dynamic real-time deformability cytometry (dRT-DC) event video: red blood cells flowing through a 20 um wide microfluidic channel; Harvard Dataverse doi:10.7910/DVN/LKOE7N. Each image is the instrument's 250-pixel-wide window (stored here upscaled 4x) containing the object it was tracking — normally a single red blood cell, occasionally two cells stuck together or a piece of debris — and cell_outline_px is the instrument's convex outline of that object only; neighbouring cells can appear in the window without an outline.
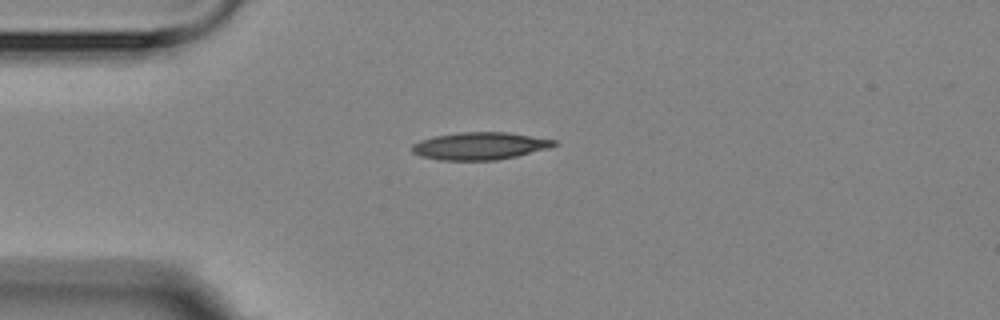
{"species": "Egyptian fruit bat (a non-hibernating species)", "species_latin": "Rousettus aegyptiacus", "temperature_condition": "room temperature", "stored_images_in_passage": 3, "camera_frame_rate_fps": 3000, "um_per_image_px": 0.085, "animal": {"sex": "female"}, "frame": {"image": 1, "passage_image": 1, "time_ms": 0.0, "image_size_px": [1000, 320], "cell_outline_px": [[556, 144], [548, 148], [516, 156], [496, 160], [440, 160], [420, 156], [412, 152], [412, 144], [420, 140], [436, 136], [460, 132], [508, 132], [556, 140]], "centroid_in_image_um": [40.76, 12.4], "position_along_channel_um": 44.2, "area_um2": 22.54}}
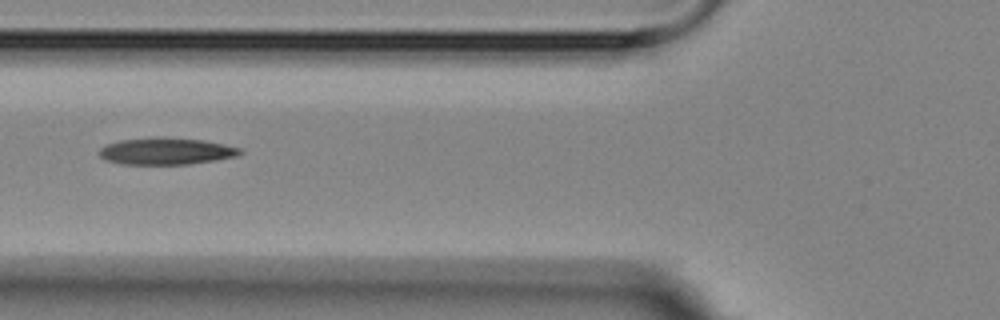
{"frame": {"image": 2, "passage_image": 3, "time_ms": 2.333, "image_size_px": [1000, 320], "cell_outline_px": [[244, 152], [236, 156], [216, 160], [188, 164], [124, 164], [104, 160], [100, 156], [100, 148], [108, 144], [120, 140], [156, 136], [204, 140], [224, 144], [240, 148]], "centroid_in_image_um": [14.13, 12.84], "position_along_channel_um": 111.7, "area_um2": 22.08}}